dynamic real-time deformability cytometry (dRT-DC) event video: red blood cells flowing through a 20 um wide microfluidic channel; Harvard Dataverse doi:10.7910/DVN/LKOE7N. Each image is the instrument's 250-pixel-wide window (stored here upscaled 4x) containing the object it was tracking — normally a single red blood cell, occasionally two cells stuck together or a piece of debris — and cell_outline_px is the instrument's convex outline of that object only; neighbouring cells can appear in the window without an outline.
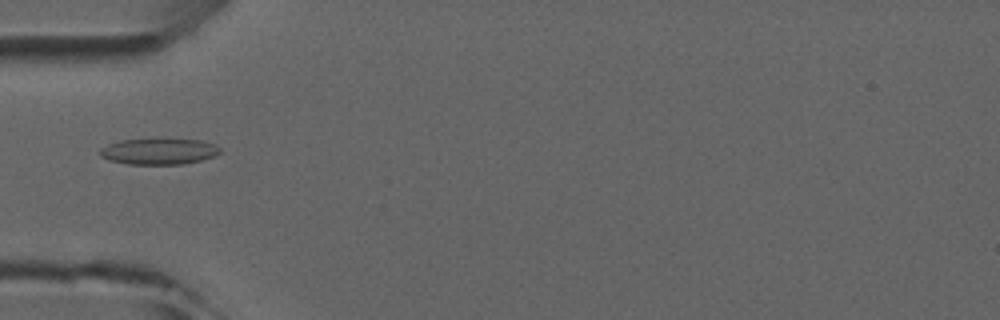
{"species": "common noctule bat (a hibernating species)", "species_latin": "Nyctalus noctula", "temperature_condition": "room temperature", "stored_images_in_passage": 5, "camera_frame_rate_fps": 3000, "um_per_image_px": 0.085, "animal": {"sex": "male", "forearm_length_mm": 52.5}, "frame": {"image": 1, "passage_image": 4, "time_ms": 3.333, "image_size_px": [1000, 320], "cell_outline_px": [[220, 152], [212, 156], [200, 160], [184, 164], [128, 164], [108, 160], [100, 156], [100, 148], [108, 144], [120, 140], [200, 140], [212, 144], [220, 148]], "centroid_in_image_um": [13.45, 12.88], "position_along_channel_um": 71.6, "area_um2": 17.8}}
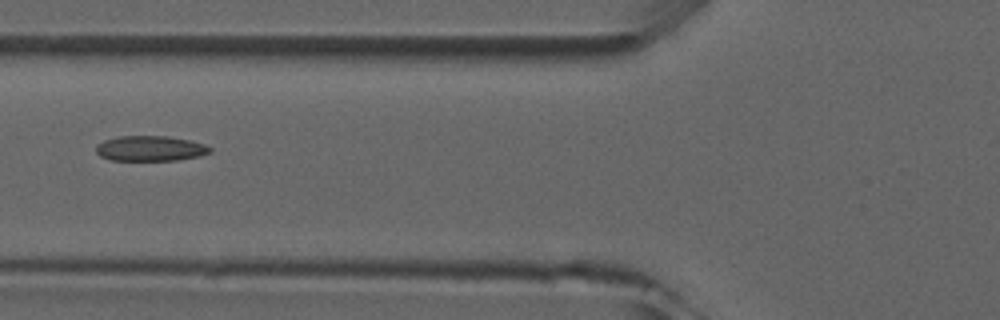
{"frame": {"image": 2, "passage_image": 5, "time_ms": 4.333, "image_size_px": [1000, 320], "cell_outline_px": [[212, 152], [200, 156], [176, 160], [112, 160], [100, 156], [96, 152], [96, 144], [104, 140], [120, 136], [164, 136], [188, 140], [204, 144], [212, 148]], "centroid_in_image_um": [12.77, 12.62], "position_along_channel_um": 113.0, "area_um2": 16.7}}